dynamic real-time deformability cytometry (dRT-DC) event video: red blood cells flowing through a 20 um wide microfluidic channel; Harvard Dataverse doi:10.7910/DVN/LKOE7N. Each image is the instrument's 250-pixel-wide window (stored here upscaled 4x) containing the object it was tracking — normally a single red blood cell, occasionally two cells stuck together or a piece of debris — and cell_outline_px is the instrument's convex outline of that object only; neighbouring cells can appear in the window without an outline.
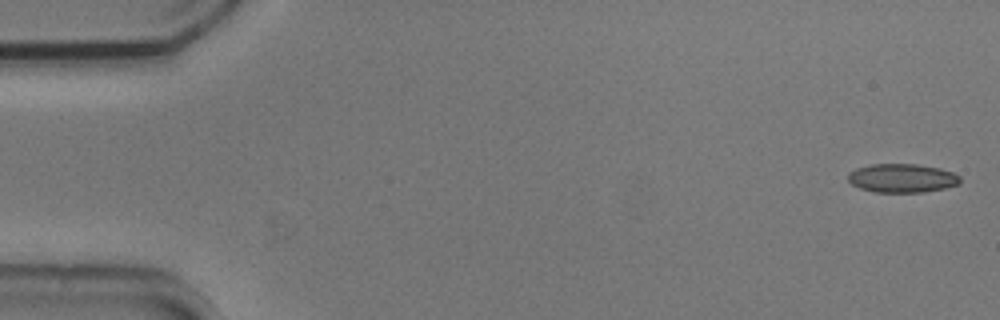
{"species": "common noctule bat (a hibernating species)", "species_latin": "Nyctalus noctula", "temperature_condition": "cold", "stored_images_in_passage": 54, "camera_frame_rate_fps": 3000, "um_per_image_px": 0.085, "animal": {"sex": "male", "body_mass_g": 20.5, "forearm_length_mm": 52.5}, "frame": {"image": 1, "passage_image": 1, "time_ms": 0.0, "image_size_px": [1000, 320], "cell_outline_px": [[960, 184], [944, 188], [924, 192], [876, 192], [860, 188], [852, 184], [848, 180], [848, 172], [856, 168], [872, 164], [916, 164], [940, 168], [952, 172], [960, 176]], "centroid_in_image_um": [76.68, 15.14], "position_along_channel_um": 8.3, "area_um2": 18.79}}
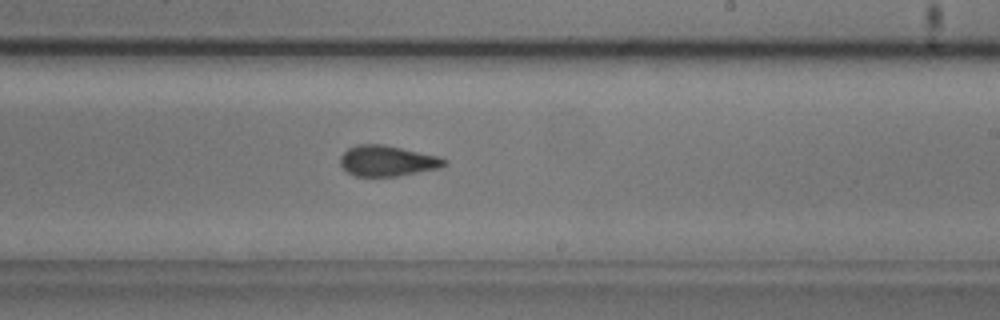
{"frame": {"image": 2, "passage_image": 32, "time_ms": 10.333, "image_size_px": [1000, 320], "cell_outline_px": [[448, 164], [440, 168], [396, 176], [356, 176], [348, 172], [340, 164], [340, 156], [348, 148], [356, 144], [384, 144], [440, 156], [448, 160]], "centroid_in_image_um": [32.95, 13.66], "position_along_channel_um": 256.1, "area_um2": 18.73}}
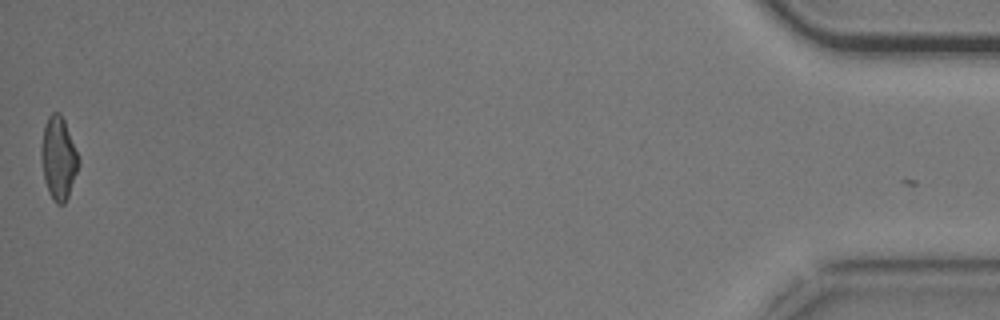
{"frame": {"image": 3, "passage_image": 54, "time_ms": 17.667, "image_size_px": [1000, 320], "cell_outline_px": [[80, 164], [68, 196], [64, 204], [56, 204], [52, 200], [48, 192], [44, 180], [40, 160], [40, 148], [44, 124], [48, 116], [52, 112], [60, 112], [64, 120], [80, 156]], "centroid_in_image_um": [4.96, 13.44], "position_along_channel_um": 430.2, "area_um2": 18.5}, "authors_computed_cell_mechanics": {"area_um2": 18.785, "velocity_mm_per_s": 3.6833, "shape_relaxation_time_tau1_ms": 3.7854, "shape_relaxation_time_tau2_ms": 1.6546, "deformation_change_tau1": 0.0968, "deformation_change_tau2": 0.0606}}